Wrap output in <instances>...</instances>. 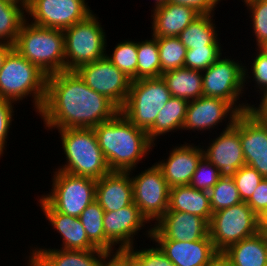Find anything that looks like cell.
Listing matches in <instances>:
<instances>
[{
    "instance_id": "31",
    "label": "cell",
    "mask_w": 267,
    "mask_h": 266,
    "mask_svg": "<svg viewBox=\"0 0 267 266\" xmlns=\"http://www.w3.org/2000/svg\"><path fill=\"white\" fill-rule=\"evenodd\" d=\"M26 18L22 7L0 0V43L13 46Z\"/></svg>"
},
{
    "instance_id": "38",
    "label": "cell",
    "mask_w": 267,
    "mask_h": 266,
    "mask_svg": "<svg viewBox=\"0 0 267 266\" xmlns=\"http://www.w3.org/2000/svg\"><path fill=\"white\" fill-rule=\"evenodd\" d=\"M257 53H255V56L253 60V63L250 64V72L247 69L246 65L244 66V83H251L252 81L256 84V88L259 92V95L261 94V98L264 97L267 94V54L261 49V48H255ZM253 77L252 81H248L250 78ZM252 73V74H251ZM247 81V82H246ZM260 89V90H258ZM263 91V92H262Z\"/></svg>"
},
{
    "instance_id": "39",
    "label": "cell",
    "mask_w": 267,
    "mask_h": 266,
    "mask_svg": "<svg viewBox=\"0 0 267 266\" xmlns=\"http://www.w3.org/2000/svg\"><path fill=\"white\" fill-rule=\"evenodd\" d=\"M243 202H247L259 183L264 179L261 174L249 165H243L232 177Z\"/></svg>"
},
{
    "instance_id": "45",
    "label": "cell",
    "mask_w": 267,
    "mask_h": 266,
    "mask_svg": "<svg viewBox=\"0 0 267 266\" xmlns=\"http://www.w3.org/2000/svg\"><path fill=\"white\" fill-rule=\"evenodd\" d=\"M99 266H127V249L107 252L100 261Z\"/></svg>"
},
{
    "instance_id": "28",
    "label": "cell",
    "mask_w": 267,
    "mask_h": 266,
    "mask_svg": "<svg viewBox=\"0 0 267 266\" xmlns=\"http://www.w3.org/2000/svg\"><path fill=\"white\" fill-rule=\"evenodd\" d=\"M188 103L187 100L177 97L168 100L158 113L155 123L147 130L148 137L153 143L158 136L160 138V135L182 130Z\"/></svg>"
},
{
    "instance_id": "40",
    "label": "cell",
    "mask_w": 267,
    "mask_h": 266,
    "mask_svg": "<svg viewBox=\"0 0 267 266\" xmlns=\"http://www.w3.org/2000/svg\"><path fill=\"white\" fill-rule=\"evenodd\" d=\"M220 178L219 169L203 156L197 164L189 185L198 190L209 191Z\"/></svg>"
},
{
    "instance_id": "41",
    "label": "cell",
    "mask_w": 267,
    "mask_h": 266,
    "mask_svg": "<svg viewBox=\"0 0 267 266\" xmlns=\"http://www.w3.org/2000/svg\"><path fill=\"white\" fill-rule=\"evenodd\" d=\"M14 102L0 98V158L4 154L5 146H7V137L14 120Z\"/></svg>"
},
{
    "instance_id": "24",
    "label": "cell",
    "mask_w": 267,
    "mask_h": 266,
    "mask_svg": "<svg viewBox=\"0 0 267 266\" xmlns=\"http://www.w3.org/2000/svg\"><path fill=\"white\" fill-rule=\"evenodd\" d=\"M151 10L152 37H178L200 15L193 7L168 2Z\"/></svg>"
},
{
    "instance_id": "22",
    "label": "cell",
    "mask_w": 267,
    "mask_h": 266,
    "mask_svg": "<svg viewBox=\"0 0 267 266\" xmlns=\"http://www.w3.org/2000/svg\"><path fill=\"white\" fill-rule=\"evenodd\" d=\"M40 208L48 223L62 238L64 250H95L98 249L89 239L79 218L56 211L42 196L38 199Z\"/></svg>"
},
{
    "instance_id": "30",
    "label": "cell",
    "mask_w": 267,
    "mask_h": 266,
    "mask_svg": "<svg viewBox=\"0 0 267 266\" xmlns=\"http://www.w3.org/2000/svg\"><path fill=\"white\" fill-rule=\"evenodd\" d=\"M104 210L95 200L90 203L78 217L82 223L88 239L98 248L106 252L118 251L105 237L103 216Z\"/></svg>"
},
{
    "instance_id": "1",
    "label": "cell",
    "mask_w": 267,
    "mask_h": 266,
    "mask_svg": "<svg viewBox=\"0 0 267 266\" xmlns=\"http://www.w3.org/2000/svg\"><path fill=\"white\" fill-rule=\"evenodd\" d=\"M118 112L109 99L86 85L76 71H62L47 76L46 98L38 115L48 130L93 129Z\"/></svg>"
},
{
    "instance_id": "13",
    "label": "cell",
    "mask_w": 267,
    "mask_h": 266,
    "mask_svg": "<svg viewBox=\"0 0 267 266\" xmlns=\"http://www.w3.org/2000/svg\"><path fill=\"white\" fill-rule=\"evenodd\" d=\"M85 0H31L28 21L37 26L64 30L94 13ZM31 19V20H30Z\"/></svg>"
},
{
    "instance_id": "7",
    "label": "cell",
    "mask_w": 267,
    "mask_h": 266,
    "mask_svg": "<svg viewBox=\"0 0 267 266\" xmlns=\"http://www.w3.org/2000/svg\"><path fill=\"white\" fill-rule=\"evenodd\" d=\"M170 98V91L162 77L133 80L119 111L136 127L147 131Z\"/></svg>"
},
{
    "instance_id": "21",
    "label": "cell",
    "mask_w": 267,
    "mask_h": 266,
    "mask_svg": "<svg viewBox=\"0 0 267 266\" xmlns=\"http://www.w3.org/2000/svg\"><path fill=\"white\" fill-rule=\"evenodd\" d=\"M105 212L118 211L134 203L129 171H110L96 181V199Z\"/></svg>"
},
{
    "instance_id": "20",
    "label": "cell",
    "mask_w": 267,
    "mask_h": 266,
    "mask_svg": "<svg viewBox=\"0 0 267 266\" xmlns=\"http://www.w3.org/2000/svg\"><path fill=\"white\" fill-rule=\"evenodd\" d=\"M151 241L175 266H207L218 253L209 235L196 241Z\"/></svg>"
},
{
    "instance_id": "23",
    "label": "cell",
    "mask_w": 267,
    "mask_h": 266,
    "mask_svg": "<svg viewBox=\"0 0 267 266\" xmlns=\"http://www.w3.org/2000/svg\"><path fill=\"white\" fill-rule=\"evenodd\" d=\"M26 266H99L107 253L102 249L64 250L55 248L31 249Z\"/></svg>"
},
{
    "instance_id": "8",
    "label": "cell",
    "mask_w": 267,
    "mask_h": 266,
    "mask_svg": "<svg viewBox=\"0 0 267 266\" xmlns=\"http://www.w3.org/2000/svg\"><path fill=\"white\" fill-rule=\"evenodd\" d=\"M261 231V219L246 204L241 202L212 213L209 236L218 252L230 245L256 235Z\"/></svg>"
},
{
    "instance_id": "5",
    "label": "cell",
    "mask_w": 267,
    "mask_h": 266,
    "mask_svg": "<svg viewBox=\"0 0 267 266\" xmlns=\"http://www.w3.org/2000/svg\"><path fill=\"white\" fill-rule=\"evenodd\" d=\"M61 135V146L66 163L56 168L65 173L95 180L109 173L107 162L92 128L56 129Z\"/></svg>"
},
{
    "instance_id": "15",
    "label": "cell",
    "mask_w": 267,
    "mask_h": 266,
    "mask_svg": "<svg viewBox=\"0 0 267 266\" xmlns=\"http://www.w3.org/2000/svg\"><path fill=\"white\" fill-rule=\"evenodd\" d=\"M146 233L151 240L196 241L209 235V223L190 213L166 211Z\"/></svg>"
},
{
    "instance_id": "25",
    "label": "cell",
    "mask_w": 267,
    "mask_h": 266,
    "mask_svg": "<svg viewBox=\"0 0 267 266\" xmlns=\"http://www.w3.org/2000/svg\"><path fill=\"white\" fill-rule=\"evenodd\" d=\"M167 211L190 213L210 223L213 212L210 207L209 192L195 189L190 185L172 187Z\"/></svg>"
},
{
    "instance_id": "53",
    "label": "cell",
    "mask_w": 267,
    "mask_h": 266,
    "mask_svg": "<svg viewBox=\"0 0 267 266\" xmlns=\"http://www.w3.org/2000/svg\"><path fill=\"white\" fill-rule=\"evenodd\" d=\"M261 49L267 54V43L262 46Z\"/></svg>"
},
{
    "instance_id": "16",
    "label": "cell",
    "mask_w": 267,
    "mask_h": 266,
    "mask_svg": "<svg viewBox=\"0 0 267 266\" xmlns=\"http://www.w3.org/2000/svg\"><path fill=\"white\" fill-rule=\"evenodd\" d=\"M235 120H229L220 135L214 138L208 146H202L203 156L219 169L220 177L232 178L238 169L246 164L239 130L233 125Z\"/></svg>"
},
{
    "instance_id": "44",
    "label": "cell",
    "mask_w": 267,
    "mask_h": 266,
    "mask_svg": "<svg viewBox=\"0 0 267 266\" xmlns=\"http://www.w3.org/2000/svg\"><path fill=\"white\" fill-rule=\"evenodd\" d=\"M140 251L151 261V266H175L157 245L152 248L142 247Z\"/></svg>"
},
{
    "instance_id": "32",
    "label": "cell",
    "mask_w": 267,
    "mask_h": 266,
    "mask_svg": "<svg viewBox=\"0 0 267 266\" xmlns=\"http://www.w3.org/2000/svg\"><path fill=\"white\" fill-rule=\"evenodd\" d=\"M137 80L161 77L157 39L137 41Z\"/></svg>"
},
{
    "instance_id": "11",
    "label": "cell",
    "mask_w": 267,
    "mask_h": 266,
    "mask_svg": "<svg viewBox=\"0 0 267 266\" xmlns=\"http://www.w3.org/2000/svg\"><path fill=\"white\" fill-rule=\"evenodd\" d=\"M129 173L134 203L149 223L154 220L156 223L169 207L170 187L162 170L154 163L137 175L132 176L133 170Z\"/></svg>"
},
{
    "instance_id": "26",
    "label": "cell",
    "mask_w": 267,
    "mask_h": 266,
    "mask_svg": "<svg viewBox=\"0 0 267 266\" xmlns=\"http://www.w3.org/2000/svg\"><path fill=\"white\" fill-rule=\"evenodd\" d=\"M223 254L233 266H267V235L261 230L230 245Z\"/></svg>"
},
{
    "instance_id": "50",
    "label": "cell",
    "mask_w": 267,
    "mask_h": 266,
    "mask_svg": "<svg viewBox=\"0 0 267 266\" xmlns=\"http://www.w3.org/2000/svg\"><path fill=\"white\" fill-rule=\"evenodd\" d=\"M5 1L10 2L12 4H16L22 7L25 11H27L31 0H5Z\"/></svg>"
},
{
    "instance_id": "42",
    "label": "cell",
    "mask_w": 267,
    "mask_h": 266,
    "mask_svg": "<svg viewBox=\"0 0 267 266\" xmlns=\"http://www.w3.org/2000/svg\"><path fill=\"white\" fill-rule=\"evenodd\" d=\"M246 204L262 219L267 213V178H264L255 189Z\"/></svg>"
},
{
    "instance_id": "49",
    "label": "cell",
    "mask_w": 267,
    "mask_h": 266,
    "mask_svg": "<svg viewBox=\"0 0 267 266\" xmlns=\"http://www.w3.org/2000/svg\"><path fill=\"white\" fill-rule=\"evenodd\" d=\"M13 49V46L0 43V70L3 67L7 54Z\"/></svg>"
},
{
    "instance_id": "46",
    "label": "cell",
    "mask_w": 267,
    "mask_h": 266,
    "mask_svg": "<svg viewBox=\"0 0 267 266\" xmlns=\"http://www.w3.org/2000/svg\"><path fill=\"white\" fill-rule=\"evenodd\" d=\"M135 247L127 249V266H151V261Z\"/></svg>"
},
{
    "instance_id": "54",
    "label": "cell",
    "mask_w": 267,
    "mask_h": 266,
    "mask_svg": "<svg viewBox=\"0 0 267 266\" xmlns=\"http://www.w3.org/2000/svg\"><path fill=\"white\" fill-rule=\"evenodd\" d=\"M261 230L264 231L267 235V226H261Z\"/></svg>"
},
{
    "instance_id": "34",
    "label": "cell",
    "mask_w": 267,
    "mask_h": 266,
    "mask_svg": "<svg viewBox=\"0 0 267 266\" xmlns=\"http://www.w3.org/2000/svg\"><path fill=\"white\" fill-rule=\"evenodd\" d=\"M105 57L124 72L129 78L137 80V42L123 40L116 44L112 54H105Z\"/></svg>"
},
{
    "instance_id": "52",
    "label": "cell",
    "mask_w": 267,
    "mask_h": 266,
    "mask_svg": "<svg viewBox=\"0 0 267 266\" xmlns=\"http://www.w3.org/2000/svg\"><path fill=\"white\" fill-rule=\"evenodd\" d=\"M261 226H267V213H266V215L261 219Z\"/></svg>"
},
{
    "instance_id": "27",
    "label": "cell",
    "mask_w": 267,
    "mask_h": 266,
    "mask_svg": "<svg viewBox=\"0 0 267 266\" xmlns=\"http://www.w3.org/2000/svg\"><path fill=\"white\" fill-rule=\"evenodd\" d=\"M171 97L185 99L188 102L203 96L202 71L177 68L161 74Z\"/></svg>"
},
{
    "instance_id": "14",
    "label": "cell",
    "mask_w": 267,
    "mask_h": 266,
    "mask_svg": "<svg viewBox=\"0 0 267 266\" xmlns=\"http://www.w3.org/2000/svg\"><path fill=\"white\" fill-rule=\"evenodd\" d=\"M233 125L239 130L246 165L267 178V123L251 109L240 113Z\"/></svg>"
},
{
    "instance_id": "35",
    "label": "cell",
    "mask_w": 267,
    "mask_h": 266,
    "mask_svg": "<svg viewBox=\"0 0 267 266\" xmlns=\"http://www.w3.org/2000/svg\"><path fill=\"white\" fill-rule=\"evenodd\" d=\"M208 192L213 213L243 202L233 178L221 177Z\"/></svg>"
},
{
    "instance_id": "9",
    "label": "cell",
    "mask_w": 267,
    "mask_h": 266,
    "mask_svg": "<svg viewBox=\"0 0 267 266\" xmlns=\"http://www.w3.org/2000/svg\"><path fill=\"white\" fill-rule=\"evenodd\" d=\"M222 57L202 71L203 96L225 99L240 113L251 110L254 104L238 101L242 98L246 86L242 61Z\"/></svg>"
},
{
    "instance_id": "29",
    "label": "cell",
    "mask_w": 267,
    "mask_h": 266,
    "mask_svg": "<svg viewBox=\"0 0 267 266\" xmlns=\"http://www.w3.org/2000/svg\"><path fill=\"white\" fill-rule=\"evenodd\" d=\"M215 14H200L179 35L181 43L187 49L221 45L219 32L213 22Z\"/></svg>"
},
{
    "instance_id": "19",
    "label": "cell",
    "mask_w": 267,
    "mask_h": 266,
    "mask_svg": "<svg viewBox=\"0 0 267 266\" xmlns=\"http://www.w3.org/2000/svg\"><path fill=\"white\" fill-rule=\"evenodd\" d=\"M184 143L172 148L166 159L156 162L170 188L189 185L197 164L203 157L201 145Z\"/></svg>"
},
{
    "instance_id": "18",
    "label": "cell",
    "mask_w": 267,
    "mask_h": 266,
    "mask_svg": "<svg viewBox=\"0 0 267 266\" xmlns=\"http://www.w3.org/2000/svg\"><path fill=\"white\" fill-rule=\"evenodd\" d=\"M148 220L141 214L135 203L118 211L104 212L103 225L105 237L120 249L135 247L134 240L138 232L145 229ZM118 244V245H117Z\"/></svg>"
},
{
    "instance_id": "2",
    "label": "cell",
    "mask_w": 267,
    "mask_h": 266,
    "mask_svg": "<svg viewBox=\"0 0 267 266\" xmlns=\"http://www.w3.org/2000/svg\"><path fill=\"white\" fill-rule=\"evenodd\" d=\"M93 130L111 171L135 172L137 164L155 147L147 131L136 127L120 111Z\"/></svg>"
},
{
    "instance_id": "36",
    "label": "cell",
    "mask_w": 267,
    "mask_h": 266,
    "mask_svg": "<svg viewBox=\"0 0 267 266\" xmlns=\"http://www.w3.org/2000/svg\"><path fill=\"white\" fill-rule=\"evenodd\" d=\"M242 2L250 11L256 47L261 48L267 43V0H242Z\"/></svg>"
},
{
    "instance_id": "51",
    "label": "cell",
    "mask_w": 267,
    "mask_h": 266,
    "mask_svg": "<svg viewBox=\"0 0 267 266\" xmlns=\"http://www.w3.org/2000/svg\"><path fill=\"white\" fill-rule=\"evenodd\" d=\"M168 2H169V0H155L154 7H152V8H155L157 6L164 5V4L168 3Z\"/></svg>"
},
{
    "instance_id": "3",
    "label": "cell",
    "mask_w": 267,
    "mask_h": 266,
    "mask_svg": "<svg viewBox=\"0 0 267 266\" xmlns=\"http://www.w3.org/2000/svg\"><path fill=\"white\" fill-rule=\"evenodd\" d=\"M13 49L47 76L65 71L64 32L23 22Z\"/></svg>"
},
{
    "instance_id": "37",
    "label": "cell",
    "mask_w": 267,
    "mask_h": 266,
    "mask_svg": "<svg viewBox=\"0 0 267 266\" xmlns=\"http://www.w3.org/2000/svg\"><path fill=\"white\" fill-rule=\"evenodd\" d=\"M222 51L221 45H207L206 47L187 49L184 67L204 71L222 56Z\"/></svg>"
},
{
    "instance_id": "33",
    "label": "cell",
    "mask_w": 267,
    "mask_h": 266,
    "mask_svg": "<svg viewBox=\"0 0 267 266\" xmlns=\"http://www.w3.org/2000/svg\"><path fill=\"white\" fill-rule=\"evenodd\" d=\"M159 49L161 74L184 67L187 48L178 37H155Z\"/></svg>"
},
{
    "instance_id": "6",
    "label": "cell",
    "mask_w": 267,
    "mask_h": 266,
    "mask_svg": "<svg viewBox=\"0 0 267 266\" xmlns=\"http://www.w3.org/2000/svg\"><path fill=\"white\" fill-rule=\"evenodd\" d=\"M96 14L63 30L65 42V71H76L80 66L105 57L107 37Z\"/></svg>"
},
{
    "instance_id": "48",
    "label": "cell",
    "mask_w": 267,
    "mask_h": 266,
    "mask_svg": "<svg viewBox=\"0 0 267 266\" xmlns=\"http://www.w3.org/2000/svg\"><path fill=\"white\" fill-rule=\"evenodd\" d=\"M207 266H233L230 260L223 254L218 252Z\"/></svg>"
},
{
    "instance_id": "12",
    "label": "cell",
    "mask_w": 267,
    "mask_h": 266,
    "mask_svg": "<svg viewBox=\"0 0 267 266\" xmlns=\"http://www.w3.org/2000/svg\"><path fill=\"white\" fill-rule=\"evenodd\" d=\"M76 72L86 85L109 99L119 110L124 105L132 79L106 57L80 66Z\"/></svg>"
},
{
    "instance_id": "10",
    "label": "cell",
    "mask_w": 267,
    "mask_h": 266,
    "mask_svg": "<svg viewBox=\"0 0 267 266\" xmlns=\"http://www.w3.org/2000/svg\"><path fill=\"white\" fill-rule=\"evenodd\" d=\"M53 173L51 192L41 196L56 211L78 218L84 209L95 201L97 180L60 170Z\"/></svg>"
},
{
    "instance_id": "4",
    "label": "cell",
    "mask_w": 267,
    "mask_h": 266,
    "mask_svg": "<svg viewBox=\"0 0 267 266\" xmlns=\"http://www.w3.org/2000/svg\"><path fill=\"white\" fill-rule=\"evenodd\" d=\"M46 87L47 75L36 65L14 49L7 54L0 70V98L20 103L32 96L33 110L38 115L45 102Z\"/></svg>"
},
{
    "instance_id": "43",
    "label": "cell",
    "mask_w": 267,
    "mask_h": 266,
    "mask_svg": "<svg viewBox=\"0 0 267 266\" xmlns=\"http://www.w3.org/2000/svg\"><path fill=\"white\" fill-rule=\"evenodd\" d=\"M222 0H169V2L193 7L200 14H214L215 7Z\"/></svg>"
},
{
    "instance_id": "47",
    "label": "cell",
    "mask_w": 267,
    "mask_h": 266,
    "mask_svg": "<svg viewBox=\"0 0 267 266\" xmlns=\"http://www.w3.org/2000/svg\"><path fill=\"white\" fill-rule=\"evenodd\" d=\"M260 104L255 107H252V110L255 111L264 121H267V94L260 99Z\"/></svg>"
},
{
    "instance_id": "17",
    "label": "cell",
    "mask_w": 267,
    "mask_h": 266,
    "mask_svg": "<svg viewBox=\"0 0 267 266\" xmlns=\"http://www.w3.org/2000/svg\"><path fill=\"white\" fill-rule=\"evenodd\" d=\"M240 112L227 100L218 97L201 96L187 105L182 130L211 131L228 120H236Z\"/></svg>"
}]
</instances>
